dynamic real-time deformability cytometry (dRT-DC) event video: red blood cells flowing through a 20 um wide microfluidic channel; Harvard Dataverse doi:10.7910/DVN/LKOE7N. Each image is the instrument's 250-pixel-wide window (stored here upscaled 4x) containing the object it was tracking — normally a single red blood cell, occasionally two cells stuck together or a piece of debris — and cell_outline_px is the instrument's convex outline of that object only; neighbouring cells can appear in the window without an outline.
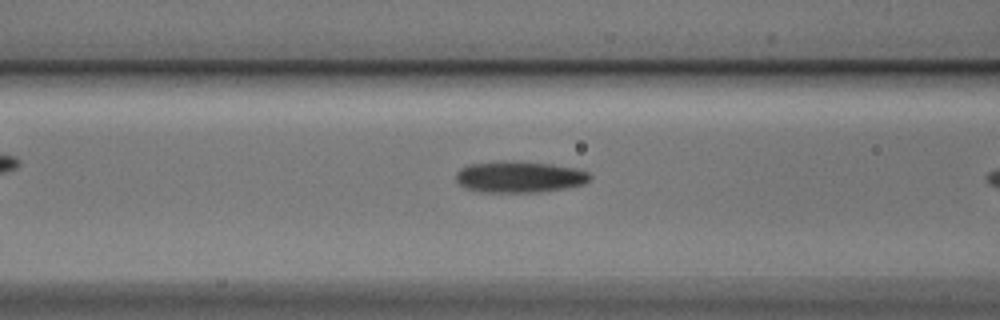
{"species": "Egyptian fruit bat (a non-hibernating species)", "species_latin": "Rousettus aegyptiacus", "temperature_condition": "cold", "stored_images_in_passage": 9, "camera_frame_rate_fps": 3000, "um_per_image_px": 0.085, "animal": {"sex": "male"}, "frame": {"image": 1, "passage_image": 8, "time_ms": 2.333, "image_size_px": [1000, 320], "cell_outline_px": [[592, 176], [584, 184], [564, 188], [540, 192], [484, 192], [464, 188], [456, 180], [456, 172], [460, 168], [468, 164], [496, 160], [512, 160], [552, 164], [576, 168], [588, 172]], "centroid_in_image_um": [44.11, 15.01], "position_along_channel_um": 122.5, "area_um2": 24.85}}